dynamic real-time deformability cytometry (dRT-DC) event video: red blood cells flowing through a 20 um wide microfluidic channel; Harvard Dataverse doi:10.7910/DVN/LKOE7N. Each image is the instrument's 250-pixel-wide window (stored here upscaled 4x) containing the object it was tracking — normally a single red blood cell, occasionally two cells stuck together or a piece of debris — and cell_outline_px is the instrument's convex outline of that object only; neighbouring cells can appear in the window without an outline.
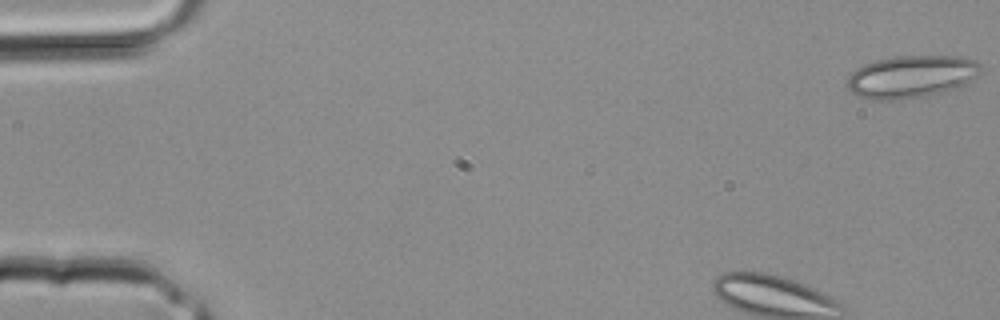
{"species": "common noctule bat (a hibernating species)", "species_latin": "Nyctalus noctula", "temperature_condition": "room temperature", "stored_images_in_passage": 34, "segment_of_instrument_passage": [1, 2], "camera_frame_rate_fps": 3000, "um_per_image_px": 0.085, "animal": {"sex": "male", "body_mass_g": 20.4}, "frame": {"image": 1, "passage_image": 1, "time_ms": 0.0, "image_size_px": [1000, 320], "cell_outline_px": [[980, 72], [976, 76], [964, 84], [948, 92], [912, 100], [872, 100], [856, 96], [844, 84], [848, 76], [856, 68], [864, 64], [876, 60], [896, 56], [956, 56], [976, 60], [980, 64]], "centroid_in_image_um": [77.43, 6.54], "position_along_channel_um": 7.6, "area_um2": 33.76}}